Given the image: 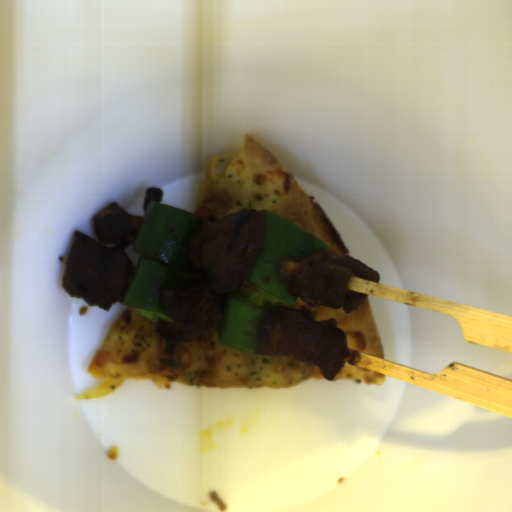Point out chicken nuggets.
<instances>
[{
  "label": "chicken nuggets",
  "instance_id": "1",
  "mask_svg": "<svg viewBox=\"0 0 512 512\" xmlns=\"http://www.w3.org/2000/svg\"><path fill=\"white\" fill-rule=\"evenodd\" d=\"M264 236L263 210L243 209L220 222L201 225L189 239L185 256L202 270L201 283L190 288H163L157 294L173 320L177 340L184 344L213 336L222 324L224 294L240 288L259 292L247 279L255 268Z\"/></svg>",
  "mask_w": 512,
  "mask_h": 512
},
{
  "label": "chicken nuggets",
  "instance_id": "2",
  "mask_svg": "<svg viewBox=\"0 0 512 512\" xmlns=\"http://www.w3.org/2000/svg\"><path fill=\"white\" fill-rule=\"evenodd\" d=\"M144 217L113 202L92 217L95 240L75 231L63 273L64 291L106 311L123 303L137 268L125 250L134 244Z\"/></svg>",
  "mask_w": 512,
  "mask_h": 512
},
{
  "label": "chicken nuggets",
  "instance_id": "3",
  "mask_svg": "<svg viewBox=\"0 0 512 512\" xmlns=\"http://www.w3.org/2000/svg\"><path fill=\"white\" fill-rule=\"evenodd\" d=\"M255 354L289 357L317 366L325 380H334L350 356L347 335L338 320L318 321L305 309L275 305L263 315Z\"/></svg>",
  "mask_w": 512,
  "mask_h": 512
},
{
  "label": "chicken nuggets",
  "instance_id": "4",
  "mask_svg": "<svg viewBox=\"0 0 512 512\" xmlns=\"http://www.w3.org/2000/svg\"><path fill=\"white\" fill-rule=\"evenodd\" d=\"M350 278L380 281L379 273L364 262L321 247L296 266L287 280L286 290L314 309L342 308L345 314H349L366 299V295L349 289Z\"/></svg>",
  "mask_w": 512,
  "mask_h": 512
},
{
  "label": "chicken nuggets",
  "instance_id": "5",
  "mask_svg": "<svg viewBox=\"0 0 512 512\" xmlns=\"http://www.w3.org/2000/svg\"><path fill=\"white\" fill-rule=\"evenodd\" d=\"M163 191L158 187H150L144 192L143 210L146 213L148 206L151 202H160L163 198Z\"/></svg>",
  "mask_w": 512,
  "mask_h": 512
}]
</instances>
